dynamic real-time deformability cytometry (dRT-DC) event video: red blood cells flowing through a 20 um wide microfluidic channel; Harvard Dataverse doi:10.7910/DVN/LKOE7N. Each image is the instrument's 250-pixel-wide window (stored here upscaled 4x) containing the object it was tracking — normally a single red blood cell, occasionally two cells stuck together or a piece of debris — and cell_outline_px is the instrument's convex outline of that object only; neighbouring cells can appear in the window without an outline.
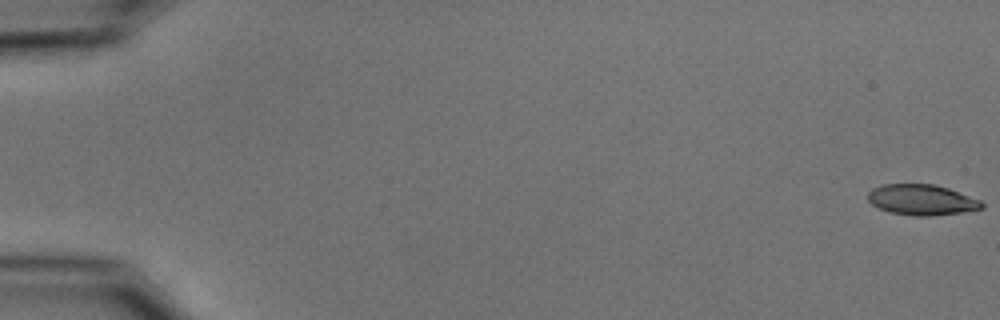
{"species": "common noctule bat (a hibernating species)", "species_latin": "Nyctalus noctula", "temperature_condition": "cold", "stored_images_in_passage": 55, "camera_frame_rate_fps": 3000, "um_per_image_px": 0.085, "animal": {"sex": "male", "body_mass_g": 15.6}, "frame": {"image": 1, "passage_image": 1, "time_ms": 0.0, "image_size_px": [1000, 320], "cell_outline_px": [[984, 208], [960, 212], [928, 216], [916, 216], [892, 212], [880, 208], [872, 204], [868, 200], [868, 192], [872, 188], [880, 184], [936, 184], [948, 188], [980, 200], [984, 204]], "centroid_in_image_um": [78.33, 16.97], "position_along_channel_um": 6.7, "area_um2": 20.17}}
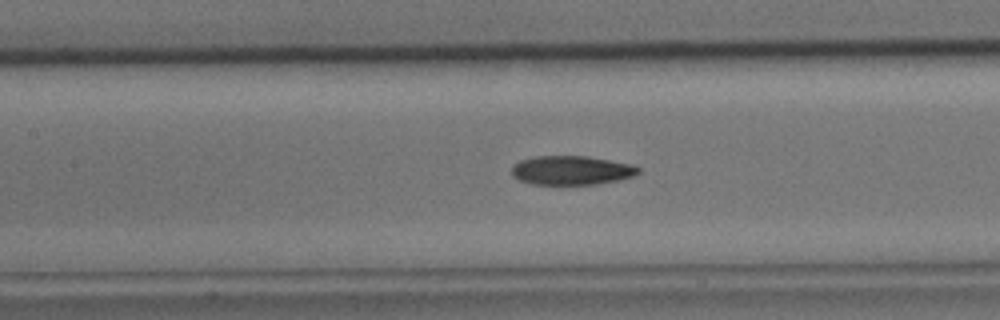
{"frame": {"image": 2, "passage_image": 26, "time_ms": 8.333, "image_size_px": [1000, 320], "cell_outline_px": [[640, 172], [632, 176], [620, 180], [596, 184], [532, 184], [520, 180], [512, 176], [512, 164], [520, 160], [536, 156], [588, 156], [632, 164], [640, 168]], "centroid_in_image_um": [48.57, 14.47], "position_along_channel_um": 158.8, "area_um2": 21.5}}
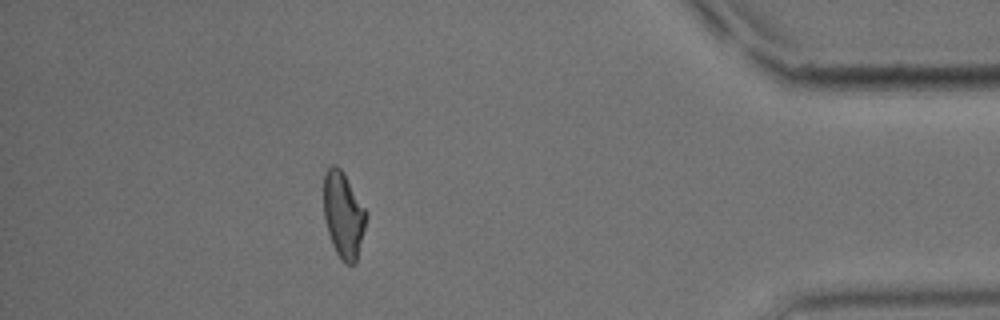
{"frame": {"image": 3, "passage_image": 49, "time_ms": 16.0, "image_size_px": [1000, 320], "cell_outline_px": [[368, 216], [356, 264], [348, 264], [336, 252], [332, 244], [328, 232], [324, 216], [324, 172], [332, 164], [336, 164], [340, 168], [368, 212]], "centroid_in_image_um": [29.21, 18.25], "position_along_channel_um": 406.0, "area_um2": 21.27}, "authors_computed_cell_mechanics": {"area_um2": 21.5016, "velocity_mm_per_s": 3.7538, "shape_relaxation_time_tau1_ms": 6.3557, "shape_relaxation_time_tau2_ms": 4.6779, "deformation_change_tau1": 0.1783, "deformation_change_tau2": 0.1238}}